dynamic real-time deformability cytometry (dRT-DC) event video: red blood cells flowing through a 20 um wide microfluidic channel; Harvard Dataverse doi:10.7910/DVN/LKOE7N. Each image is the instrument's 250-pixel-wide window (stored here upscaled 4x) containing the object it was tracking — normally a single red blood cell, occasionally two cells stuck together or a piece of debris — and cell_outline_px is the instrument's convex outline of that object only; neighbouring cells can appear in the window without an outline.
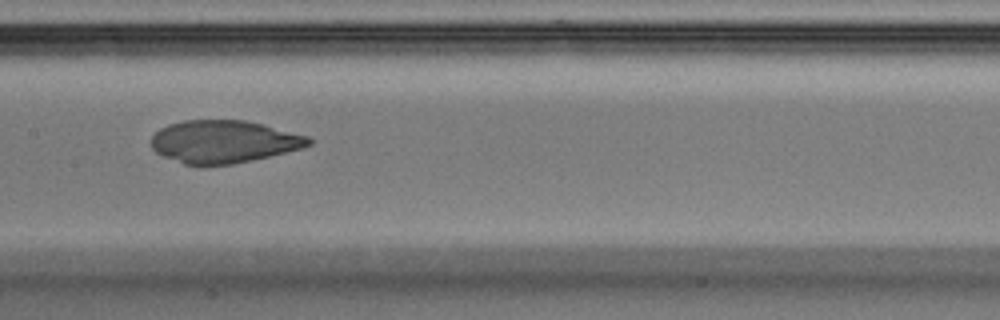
{"species": "Egyptian fruit bat (a non-hibernating species)", "species_latin": "Rousettus aegyptiacus", "temperature_condition": "warm", "stored_images_in_passage": 35, "camera_frame_rate_fps": 3000, "um_per_image_px": 0.085, "animal": {"sex": "male"}, "frame": {"image": 1, "passage_image": 15, "time_ms": 4.667, "image_size_px": [1000, 320], "cell_outline_px": [[312, 144], [300, 148], [268, 156], [232, 164], [184, 164], [164, 156], [156, 152], [152, 148], [152, 136], [160, 128], [168, 124], [184, 120], [244, 120], [308, 136], [312, 140]], "centroid_in_image_um": [18.98, 12.02], "position_along_channel_um": 188.4, "area_um2": 38.44}}